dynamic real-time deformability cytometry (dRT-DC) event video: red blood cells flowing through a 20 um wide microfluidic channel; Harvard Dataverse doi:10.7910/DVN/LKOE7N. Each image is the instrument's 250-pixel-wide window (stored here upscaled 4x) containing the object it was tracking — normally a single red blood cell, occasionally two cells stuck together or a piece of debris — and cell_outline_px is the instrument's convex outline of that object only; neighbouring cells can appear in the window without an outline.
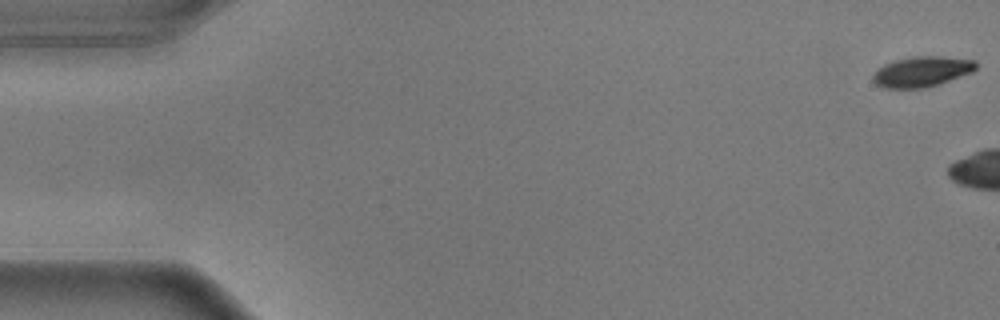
{"species": "common noctule bat (a hibernating species)", "species_latin": "Nyctalus noctula", "temperature_condition": "warm", "stored_images_in_passage": 6, "camera_frame_rate_fps": 3000, "um_per_image_px": 0.085, "animal": {"sex": "male", "body_mass_g": 17.9}, "frame": {"image": 1, "passage_image": 1, "time_ms": 0.0, "image_size_px": [1000, 320], "cell_outline_px": [[976, 68], [972, 72], [940, 84], [924, 88], [884, 88], [876, 84], [872, 80], [872, 76], [884, 64], [896, 60], [912, 56], [944, 56], [976, 60]], "centroid_in_image_um": [78.38, 6.08], "position_along_channel_um": 6.6, "area_um2": 18.26}}